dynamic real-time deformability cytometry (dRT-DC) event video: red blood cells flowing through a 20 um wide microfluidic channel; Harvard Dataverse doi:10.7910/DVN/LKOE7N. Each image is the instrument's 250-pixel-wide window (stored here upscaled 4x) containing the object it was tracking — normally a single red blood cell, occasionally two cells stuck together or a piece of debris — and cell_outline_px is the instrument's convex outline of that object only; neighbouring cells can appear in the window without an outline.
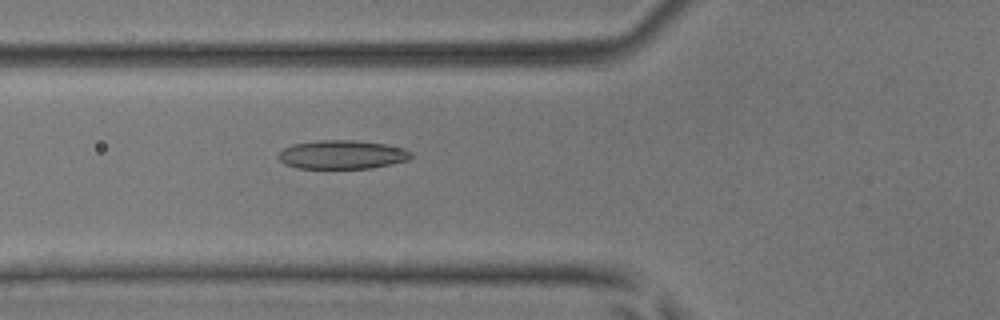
{"species": "common noctule bat (a hibernating species)", "species_latin": "Nyctalus noctula", "temperature_condition": "room temperature", "stored_images_in_passage": 6, "camera_frame_rate_fps": 3000, "um_per_image_px": 0.085, "animal": {"sex": "male", "body_mass_g": 17.9, "forearm_length_mm": 54.2}, "frame": {"image": 1, "passage_image": 6, "time_ms": 1.667, "image_size_px": [1000, 320], "cell_outline_px": [[412, 156], [408, 160], [392, 164], [372, 168], [296, 168], [284, 164], [280, 160], [280, 152], [284, 148], [292, 144], [316, 140], [356, 140], [384, 144], [404, 148], [412, 152]], "centroid_in_image_um": [29.1, 13.14], "position_along_channel_um": 96.7, "area_um2": 22.25}}